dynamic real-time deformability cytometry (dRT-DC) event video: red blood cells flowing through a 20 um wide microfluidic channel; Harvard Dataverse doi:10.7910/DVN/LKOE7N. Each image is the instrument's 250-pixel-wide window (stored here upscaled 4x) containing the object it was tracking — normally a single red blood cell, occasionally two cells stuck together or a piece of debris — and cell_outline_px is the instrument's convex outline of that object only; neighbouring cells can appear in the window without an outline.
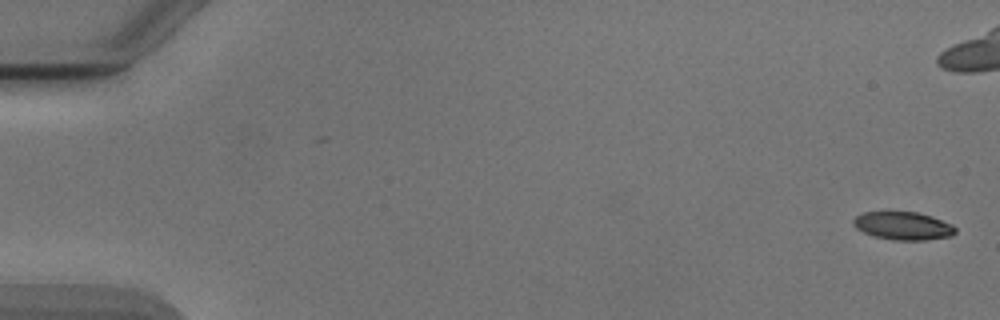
{"species": "Egyptian fruit bat (a non-hibernating species)", "species_latin": "Rousettus aegyptiacus", "temperature_condition": "cold", "stored_images_in_passage": 15, "camera_frame_rate_fps": 3000, "um_per_image_px": 0.085, "animal": {"sex": "male"}, "frame": {"image": 1, "passage_image": 1, "time_ms": 0.0, "image_size_px": [1000, 320], "cell_outline_px": [[956, 232], [952, 236], [924, 240], [892, 240], [872, 236], [856, 228], [852, 224], [852, 220], [856, 216], [864, 212], [916, 212], [932, 216], [952, 224], [956, 228]], "centroid_in_image_um": [76.76, 19.2], "position_along_channel_um": 8.2, "area_um2": 16.76}}
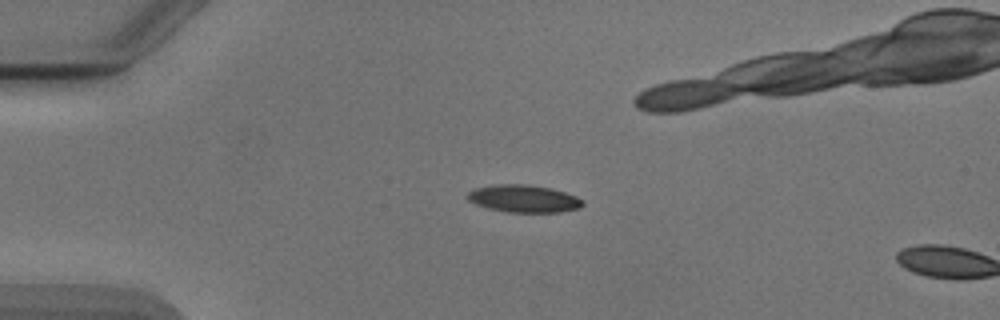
{"frame": {"image": 2, "passage_image": 13, "time_ms": 4.0, "image_size_px": [1000, 320], "cell_outline_px": [[584, 204], [580, 208], [560, 212], [504, 212], [488, 208], [476, 204], [468, 200], [468, 192], [476, 188], [492, 184], [524, 184], [552, 188], [576, 196], [584, 200]], "centroid_in_image_um": [44.53, 16.88], "position_along_channel_um": 40.5, "area_um2": 18.5}}